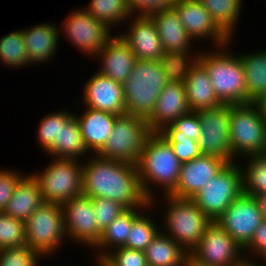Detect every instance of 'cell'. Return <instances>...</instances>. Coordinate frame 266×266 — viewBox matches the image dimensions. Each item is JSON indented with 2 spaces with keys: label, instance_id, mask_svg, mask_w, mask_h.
I'll use <instances>...</instances> for the list:
<instances>
[{
  "label": "cell",
  "instance_id": "cell-1",
  "mask_svg": "<svg viewBox=\"0 0 266 266\" xmlns=\"http://www.w3.org/2000/svg\"><path fill=\"white\" fill-rule=\"evenodd\" d=\"M82 194L113 200L126 209L146 208L150 204L141 187L137 165L97 154L83 161Z\"/></svg>",
  "mask_w": 266,
  "mask_h": 266
},
{
  "label": "cell",
  "instance_id": "cell-2",
  "mask_svg": "<svg viewBox=\"0 0 266 266\" xmlns=\"http://www.w3.org/2000/svg\"><path fill=\"white\" fill-rule=\"evenodd\" d=\"M177 69L175 60H137L123 84L125 113L147 119Z\"/></svg>",
  "mask_w": 266,
  "mask_h": 266
},
{
  "label": "cell",
  "instance_id": "cell-3",
  "mask_svg": "<svg viewBox=\"0 0 266 266\" xmlns=\"http://www.w3.org/2000/svg\"><path fill=\"white\" fill-rule=\"evenodd\" d=\"M182 163L174 154L171 144L159 132H152L145 142L137 163L138 176L145 196L152 200L169 195L177 186ZM154 186V187H153Z\"/></svg>",
  "mask_w": 266,
  "mask_h": 266
},
{
  "label": "cell",
  "instance_id": "cell-4",
  "mask_svg": "<svg viewBox=\"0 0 266 266\" xmlns=\"http://www.w3.org/2000/svg\"><path fill=\"white\" fill-rule=\"evenodd\" d=\"M234 40L231 38L228 44L212 49L209 46L210 50L200 48L197 59L208 71L213 91L221 104H248L244 68L239 53L236 55L230 49Z\"/></svg>",
  "mask_w": 266,
  "mask_h": 266
},
{
  "label": "cell",
  "instance_id": "cell-5",
  "mask_svg": "<svg viewBox=\"0 0 266 266\" xmlns=\"http://www.w3.org/2000/svg\"><path fill=\"white\" fill-rule=\"evenodd\" d=\"M159 196L150 200V204L160 210L157 203L163 201L161 209L160 231L180 244L187 253L198 245L204 236L206 227L212 222L191 199L176 198L171 195ZM165 208V209H164ZM163 214V215H162ZM164 217V218H163ZM163 223V224H162Z\"/></svg>",
  "mask_w": 266,
  "mask_h": 266
},
{
  "label": "cell",
  "instance_id": "cell-6",
  "mask_svg": "<svg viewBox=\"0 0 266 266\" xmlns=\"http://www.w3.org/2000/svg\"><path fill=\"white\" fill-rule=\"evenodd\" d=\"M49 162L43 170L30 173L38 182L44 202L63 204L82 195L83 161L51 158Z\"/></svg>",
  "mask_w": 266,
  "mask_h": 266
},
{
  "label": "cell",
  "instance_id": "cell-7",
  "mask_svg": "<svg viewBox=\"0 0 266 266\" xmlns=\"http://www.w3.org/2000/svg\"><path fill=\"white\" fill-rule=\"evenodd\" d=\"M230 146L232 162L248 155L266 154V119L253 103L231 105ZM238 159V160H237Z\"/></svg>",
  "mask_w": 266,
  "mask_h": 266
},
{
  "label": "cell",
  "instance_id": "cell-8",
  "mask_svg": "<svg viewBox=\"0 0 266 266\" xmlns=\"http://www.w3.org/2000/svg\"><path fill=\"white\" fill-rule=\"evenodd\" d=\"M24 224L26 245L43 258L55 257L63 248L67 235L61 204L44 202Z\"/></svg>",
  "mask_w": 266,
  "mask_h": 266
},
{
  "label": "cell",
  "instance_id": "cell-9",
  "mask_svg": "<svg viewBox=\"0 0 266 266\" xmlns=\"http://www.w3.org/2000/svg\"><path fill=\"white\" fill-rule=\"evenodd\" d=\"M152 133L143 117L118 115L98 156L137 165L147 137Z\"/></svg>",
  "mask_w": 266,
  "mask_h": 266
},
{
  "label": "cell",
  "instance_id": "cell-10",
  "mask_svg": "<svg viewBox=\"0 0 266 266\" xmlns=\"http://www.w3.org/2000/svg\"><path fill=\"white\" fill-rule=\"evenodd\" d=\"M242 193L239 162H229L191 200L211 221H217Z\"/></svg>",
  "mask_w": 266,
  "mask_h": 266
},
{
  "label": "cell",
  "instance_id": "cell-11",
  "mask_svg": "<svg viewBox=\"0 0 266 266\" xmlns=\"http://www.w3.org/2000/svg\"><path fill=\"white\" fill-rule=\"evenodd\" d=\"M60 24V32L63 38L78 48L83 55L95 57L114 35L111 30L101 21L95 19L83 8L74 9ZM62 28V29H61Z\"/></svg>",
  "mask_w": 266,
  "mask_h": 266
},
{
  "label": "cell",
  "instance_id": "cell-12",
  "mask_svg": "<svg viewBox=\"0 0 266 266\" xmlns=\"http://www.w3.org/2000/svg\"><path fill=\"white\" fill-rule=\"evenodd\" d=\"M230 112L231 105L229 104H221L213 109L198 111L201 133L197 143L201 155L221 157L232 162Z\"/></svg>",
  "mask_w": 266,
  "mask_h": 266
},
{
  "label": "cell",
  "instance_id": "cell-13",
  "mask_svg": "<svg viewBox=\"0 0 266 266\" xmlns=\"http://www.w3.org/2000/svg\"><path fill=\"white\" fill-rule=\"evenodd\" d=\"M61 208L67 241L92 250L101 238L92 198L82 194L61 204Z\"/></svg>",
  "mask_w": 266,
  "mask_h": 266
},
{
  "label": "cell",
  "instance_id": "cell-14",
  "mask_svg": "<svg viewBox=\"0 0 266 266\" xmlns=\"http://www.w3.org/2000/svg\"><path fill=\"white\" fill-rule=\"evenodd\" d=\"M263 220L256 199L242 193L216 222L244 249Z\"/></svg>",
  "mask_w": 266,
  "mask_h": 266
},
{
  "label": "cell",
  "instance_id": "cell-15",
  "mask_svg": "<svg viewBox=\"0 0 266 266\" xmlns=\"http://www.w3.org/2000/svg\"><path fill=\"white\" fill-rule=\"evenodd\" d=\"M190 254L209 266H232L244 257V250L216 221H212Z\"/></svg>",
  "mask_w": 266,
  "mask_h": 266
},
{
  "label": "cell",
  "instance_id": "cell-16",
  "mask_svg": "<svg viewBox=\"0 0 266 266\" xmlns=\"http://www.w3.org/2000/svg\"><path fill=\"white\" fill-rule=\"evenodd\" d=\"M150 17L155 22L163 50L169 59L178 63L197 59L199 48L198 51L193 48L195 42L188 35L174 8L157 12Z\"/></svg>",
  "mask_w": 266,
  "mask_h": 266
},
{
  "label": "cell",
  "instance_id": "cell-17",
  "mask_svg": "<svg viewBox=\"0 0 266 266\" xmlns=\"http://www.w3.org/2000/svg\"><path fill=\"white\" fill-rule=\"evenodd\" d=\"M173 8L194 42L209 40L213 47L229 43L230 39L215 24L210 13L199 0H177Z\"/></svg>",
  "mask_w": 266,
  "mask_h": 266
},
{
  "label": "cell",
  "instance_id": "cell-18",
  "mask_svg": "<svg viewBox=\"0 0 266 266\" xmlns=\"http://www.w3.org/2000/svg\"><path fill=\"white\" fill-rule=\"evenodd\" d=\"M228 163L225 158L211 155H200L182 163L177 186L169 195L191 199Z\"/></svg>",
  "mask_w": 266,
  "mask_h": 266
},
{
  "label": "cell",
  "instance_id": "cell-19",
  "mask_svg": "<svg viewBox=\"0 0 266 266\" xmlns=\"http://www.w3.org/2000/svg\"><path fill=\"white\" fill-rule=\"evenodd\" d=\"M82 87V106L117 116L126 114L123 84L97 71Z\"/></svg>",
  "mask_w": 266,
  "mask_h": 266
},
{
  "label": "cell",
  "instance_id": "cell-20",
  "mask_svg": "<svg viewBox=\"0 0 266 266\" xmlns=\"http://www.w3.org/2000/svg\"><path fill=\"white\" fill-rule=\"evenodd\" d=\"M177 73L184 81L191 111L198 112L221 105L213 91L208 71L198 59L179 62Z\"/></svg>",
  "mask_w": 266,
  "mask_h": 266
},
{
  "label": "cell",
  "instance_id": "cell-21",
  "mask_svg": "<svg viewBox=\"0 0 266 266\" xmlns=\"http://www.w3.org/2000/svg\"><path fill=\"white\" fill-rule=\"evenodd\" d=\"M127 22H131L125 23L129 28L125 26L126 31L122 30L118 34L135 53L137 60H172L163 50L157 27L151 17H130Z\"/></svg>",
  "mask_w": 266,
  "mask_h": 266
},
{
  "label": "cell",
  "instance_id": "cell-22",
  "mask_svg": "<svg viewBox=\"0 0 266 266\" xmlns=\"http://www.w3.org/2000/svg\"><path fill=\"white\" fill-rule=\"evenodd\" d=\"M190 111L184 81L177 73L158 96L153 112L146 119L147 125L152 132H159Z\"/></svg>",
  "mask_w": 266,
  "mask_h": 266
},
{
  "label": "cell",
  "instance_id": "cell-23",
  "mask_svg": "<svg viewBox=\"0 0 266 266\" xmlns=\"http://www.w3.org/2000/svg\"><path fill=\"white\" fill-rule=\"evenodd\" d=\"M95 59L100 62L97 71L120 84L125 83L137 61L135 53L117 33L108 40Z\"/></svg>",
  "mask_w": 266,
  "mask_h": 266
},
{
  "label": "cell",
  "instance_id": "cell-24",
  "mask_svg": "<svg viewBox=\"0 0 266 266\" xmlns=\"http://www.w3.org/2000/svg\"><path fill=\"white\" fill-rule=\"evenodd\" d=\"M58 27L57 23L49 21L22 29L27 56L32 66L56 59L61 35Z\"/></svg>",
  "mask_w": 266,
  "mask_h": 266
},
{
  "label": "cell",
  "instance_id": "cell-25",
  "mask_svg": "<svg viewBox=\"0 0 266 266\" xmlns=\"http://www.w3.org/2000/svg\"><path fill=\"white\" fill-rule=\"evenodd\" d=\"M82 108V113H74V116L79 123L86 148L91 154H97L106 144L117 115L88 107Z\"/></svg>",
  "mask_w": 266,
  "mask_h": 266
},
{
  "label": "cell",
  "instance_id": "cell-26",
  "mask_svg": "<svg viewBox=\"0 0 266 266\" xmlns=\"http://www.w3.org/2000/svg\"><path fill=\"white\" fill-rule=\"evenodd\" d=\"M27 174L15 187L4 210L5 214L24 222L44 203L38 182L31 174Z\"/></svg>",
  "mask_w": 266,
  "mask_h": 266
},
{
  "label": "cell",
  "instance_id": "cell-27",
  "mask_svg": "<svg viewBox=\"0 0 266 266\" xmlns=\"http://www.w3.org/2000/svg\"><path fill=\"white\" fill-rule=\"evenodd\" d=\"M144 209L145 208L126 209L122 214L115 218L104 232H102L100 240L92 249V251H95L94 254L92 252L94 258L102 259L111 250L123 247L131 232L133 220Z\"/></svg>",
  "mask_w": 266,
  "mask_h": 266
},
{
  "label": "cell",
  "instance_id": "cell-28",
  "mask_svg": "<svg viewBox=\"0 0 266 266\" xmlns=\"http://www.w3.org/2000/svg\"><path fill=\"white\" fill-rule=\"evenodd\" d=\"M46 153L50 158L82 161L91 155L84 144L79 123L74 115L65 124H60L59 142H54Z\"/></svg>",
  "mask_w": 266,
  "mask_h": 266
},
{
  "label": "cell",
  "instance_id": "cell-29",
  "mask_svg": "<svg viewBox=\"0 0 266 266\" xmlns=\"http://www.w3.org/2000/svg\"><path fill=\"white\" fill-rule=\"evenodd\" d=\"M144 254L148 266H182L188 253L171 237L159 231Z\"/></svg>",
  "mask_w": 266,
  "mask_h": 266
},
{
  "label": "cell",
  "instance_id": "cell-30",
  "mask_svg": "<svg viewBox=\"0 0 266 266\" xmlns=\"http://www.w3.org/2000/svg\"><path fill=\"white\" fill-rule=\"evenodd\" d=\"M244 68L248 104L266 93V49L254 52H239Z\"/></svg>",
  "mask_w": 266,
  "mask_h": 266
},
{
  "label": "cell",
  "instance_id": "cell-31",
  "mask_svg": "<svg viewBox=\"0 0 266 266\" xmlns=\"http://www.w3.org/2000/svg\"><path fill=\"white\" fill-rule=\"evenodd\" d=\"M219 29L229 38H234L244 0H199Z\"/></svg>",
  "mask_w": 266,
  "mask_h": 266
},
{
  "label": "cell",
  "instance_id": "cell-32",
  "mask_svg": "<svg viewBox=\"0 0 266 266\" xmlns=\"http://www.w3.org/2000/svg\"><path fill=\"white\" fill-rule=\"evenodd\" d=\"M242 160L244 162H239V165L242 171L243 193L254 198L266 194V154L248 155Z\"/></svg>",
  "mask_w": 266,
  "mask_h": 266
},
{
  "label": "cell",
  "instance_id": "cell-33",
  "mask_svg": "<svg viewBox=\"0 0 266 266\" xmlns=\"http://www.w3.org/2000/svg\"><path fill=\"white\" fill-rule=\"evenodd\" d=\"M153 210V211H151ZM154 207L149 204L134 220L131 227V232L123 247L133 250L144 251L152 242L153 238L160 231L159 224L153 218ZM151 212L152 215H151ZM152 218H151V217Z\"/></svg>",
  "mask_w": 266,
  "mask_h": 266
},
{
  "label": "cell",
  "instance_id": "cell-34",
  "mask_svg": "<svg viewBox=\"0 0 266 266\" xmlns=\"http://www.w3.org/2000/svg\"><path fill=\"white\" fill-rule=\"evenodd\" d=\"M84 9L112 32L115 26L121 27L131 17L127 0H90Z\"/></svg>",
  "mask_w": 266,
  "mask_h": 266
},
{
  "label": "cell",
  "instance_id": "cell-35",
  "mask_svg": "<svg viewBox=\"0 0 266 266\" xmlns=\"http://www.w3.org/2000/svg\"><path fill=\"white\" fill-rule=\"evenodd\" d=\"M0 62L9 69L30 65L22 30H15L0 38Z\"/></svg>",
  "mask_w": 266,
  "mask_h": 266
},
{
  "label": "cell",
  "instance_id": "cell-36",
  "mask_svg": "<svg viewBox=\"0 0 266 266\" xmlns=\"http://www.w3.org/2000/svg\"><path fill=\"white\" fill-rule=\"evenodd\" d=\"M72 109L64 108L60 111L57 109L45 114L38 123V130L36 131L37 141L41 150L46 152L54 142H59L60 124H65L73 115Z\"/></svg>",
  "mask_w": 266,
  "mask_h": 266
},
{
  "label": "cell",
  "instance_id": "cell-37",
  "mask_svg": "<svg viewBox=\"0 0 266 266\" xmlns=\"http://www.w3.org/2000/svg\"><path fill=\"white\" fill-rule=\"evenodd\" d=\"M23 245H26L24 221L0 212V249Z\"/></svg>",
  "mask_w": 266,
  "mask_h": 266
},
{
  "label": "cell",
  "instance_id": "cell-38",
  "mask_svg": "<svg viewBox=\"0 0 266 266\" xmlns=\"http://www.w3.org/2000/svg\"><path fill=\"white\" fill-rule=\"evenodd\" d=\"M162 137H188L197 141L201 133L198 112L190 111L159 131Z\"/></svg>",
  "mask_w": 266,
  "mask_h": 266
},
{
  "label": "cell",
  "instance_id": "cell-39",
  "mask_svg": "<svg viewBox=\"0 0 266 266\" xmlns=\"http://www.w3.org/2000/svg\"><path fill=\"white\" fill-rule=\"evenodd\" d=\"M41 259L45 260L28 245L0 249V266H40Z\"/></svg>",
  "mask_w": 266,
  "mask_h": 266
},
{
  "label": "cell",
  "instance_id": "cell-40",
  "mask_svg": "<svg viewBox=\"0 0 266 266\" xmlns=\"http://www.w3.org/2000/svg\"><path fill=\"white\" fill-rule=\"evenodd\" d=\"M92 204L96 223L101 234L115 218L126 210L123 205L107 198H92Z\"/></svg>",
  "mask_w": 266,
  "mask_h": 266
},
{
  "label": "cell",
  "instance_id": "cell-41",
  "mask_svg": "<svg viewBox=\"0 0 266 266\" xmlns=\"http://www.w3.org/2000/svg\"><path fill=\"white\" fill-rule=\"evenodd\" d=\"M107 266H148L144 251L118 247L101 259Z\"/></svg>",
  "mask_w": 266,
  "mask_h": 266
},
{
  "label": "cell",
  "instance_id": "cell-42",
  "mask_svg": "<svg viewBox=\"0 0 266 266\" xmlns=\"http://www.w3.org/2000/svg\"><path fill=\"white\" fill-rule=\"evenodd\" d=\"M177 0H127L131 17H150L157 12L172 9Z\"/></svg>",
  "mask_w": 266,
  "mask_h": 266
},
{
  "label": "cell",
  "instance_id": "cell-43",
  "mask_svg": "<svg viewBox=\"0 0 266 266\" xmlns=\"http://www.w3.org/2000/svg\"><path fill=\"white\" fill-rule=\"evenodd\" d=\"M25 175L16 169L0 168V212H4L15 187Z\"/></svg>",
  "mask_w": 266,
  "mask_h": 266
},
{
  "label": "cell",
  "instance_id": "cell-44",
  "mask_svg": "<svg viewBox=\"0 0 266 266\" xmlns=\"http://www.w3.org/2000/svg\"><path fill=\"white\" fill-rule=\"evenodd\" d=\"M172 147L174 154L181 163L193 160L201 155L196 140L188 137H163Z\"/></svg>",
  "mask_w": 266,
  "mask_h": 266
},
{
  "label": "cell",
  "instance_id": "cell-45",
  "mask_svg": "<svg viewBox=\"0 0 266 266\" xmlns=\"http://www.w3.org/2000/svg\"><path fill=\"white\" fill-rule=\"evenodd\" d=\"M243 250L244 257L266 260V220L258 226L251 242Z\"/></svg>",
  "mask_w": 266,
  "mask_h": 266
},
{
  "label": "cell",
  "instance_id": "cell-46",
  "mask_svg": "<svg viewBox=\"0 0 266 266\" xmlns=\"http://www.w3.org/2000/svg\"><path fill=\"white\" fill-rule=\"evenodd\" d=\"M252 103L257 107L261 116L266 119V93H263Z\"/></svg>",
  "mask_w": 266,
  "mask_h": 266
},
{
  "label": "cell",
  "instance_id": "cell-47",
  "mask_svg": "<svg viewBox=\"0 0 266 266\" xmlns=\"http://www.w3.org/2000/svg\"><path fill=\"white\" fill-rule=\"evenodd\" d=\"M264 263V264H263ZM232 266H266V261L265 260H258L256 259H251L247 257H243L239 262L233 264Z\"/></svg>",
  "mask_w": 266,
  "mask_h": 266
},
{
  "label": "cell",
  "instance_id": "cell-48",
  "mask_svg": "<svg viewBox=\"0 0 266 266\" xmlns=\"http://www.w3.org/2000/svg\"><path fill=\"white\" fill-rule=\"evenodd\" d=\"M182 266H209V265L200 262L193 255L188 253L183 259Z\"/></svg>",
  "mask_w": 266,
  "mask_h": 266
},
{
  "label": "cell",
  "instance_id": "cell-49",
  "mask_svg": "<svg viewBox=\"0 0 266 266\" xmlns=\"http://www.w3.org/2000/svg\"><path fill=\"white\" fill-rule=\"evenodd\" d=\"M255 199L259 205L263 219L266 220V194L259 195Z\"/></svg>",
  "mask_w": 266,
  "mask_h": 266
},
{
  "label": "cell",
  "instance_id": "cell-50",
  "mask_svg": "<svg viewBox=\"0 0 266 266\" xmlns=\"http://www.w3.org/2000/svg\"><path fill=\"white\" fill-rule=\"evenodd\" d=\"M94 261V266H107L101 259H93Z\"/></svg>",
  "mask_w": 266,
  "mask_h": 266
}]
</instances>
